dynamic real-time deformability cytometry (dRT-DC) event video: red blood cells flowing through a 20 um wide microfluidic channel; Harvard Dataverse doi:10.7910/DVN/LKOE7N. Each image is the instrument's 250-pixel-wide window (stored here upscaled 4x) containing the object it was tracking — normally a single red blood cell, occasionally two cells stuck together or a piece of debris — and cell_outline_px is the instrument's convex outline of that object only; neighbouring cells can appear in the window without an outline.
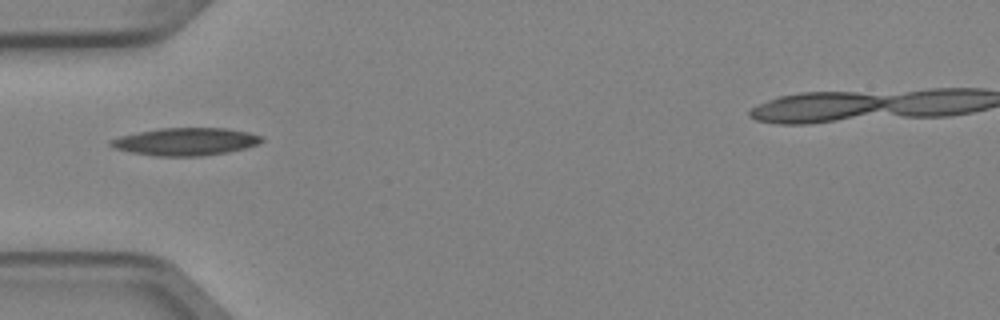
{"species": "Egyptian fruit bat (a non-hibernating species)", "species_latin": "Rousettus aegyptiacus", "temperature_condition": "cold", "stored_images_in_passage": 1, "camera_frame_rate_fps": 3000, "um_per_image_px": 0.085, "animal": {"sex": "female"}, "frame": {"image": 1, "passage_image": 1, "time_ms": 0.0, "image_size_px": [1000, 320], "cell_outline_px": [[264, 140], [256, 144], [244, 148], [228, 152], [200, 156], [156, 156], [128, 152], [112, 148], [108, 144], [108, 140], [120, 136], [160, 128], [228, 128], [248, 132], [264, 136]], "centroid_in_image_um": [15.75, 12.04], "position_along_channel_um": 69.3, "area_um2": 24.39}}